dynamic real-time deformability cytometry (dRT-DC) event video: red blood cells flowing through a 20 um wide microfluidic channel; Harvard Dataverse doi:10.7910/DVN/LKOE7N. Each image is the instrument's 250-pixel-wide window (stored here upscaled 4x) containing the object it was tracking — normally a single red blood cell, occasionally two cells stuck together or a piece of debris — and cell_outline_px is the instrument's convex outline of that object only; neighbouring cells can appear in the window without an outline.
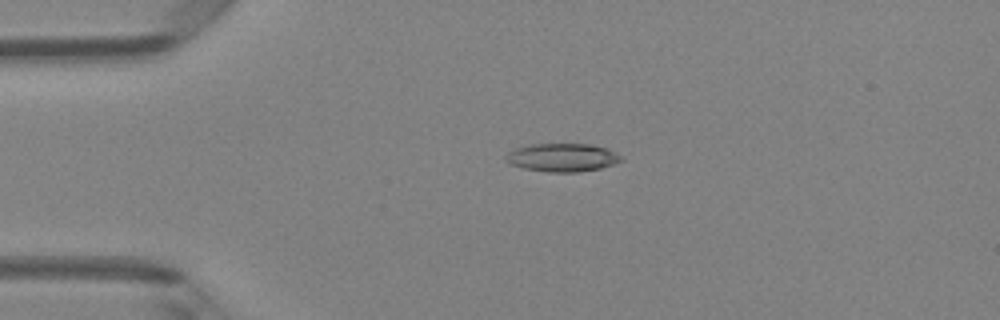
{"species": "Egyptian fruit bat (a non-hibernating species)", "species_latin": "Rousettus aegyptiacus", "temperature_condition": "room temperature", "stored_images_in_passage": 4, "camera_frame_rate_fps": 3000, "um_per_image_px": 0.085, "animal": {"sex": "female"}, "frame": {"image": 1, "passage_image": 3, "time_ms": 0.667, "image_size_px": [1000, 320], "cell_outline_px": [[624, 160], [616, 164], [600, 168], [580, 172], [548, 172], [524, 168], [508, 164], [504, 160], [504, 156], [508, 152], [516, 148], [532, 144], [592, 144], [608, 148], [624, 156]], "centroid_in_image_um": [47.84, 13.39], "position_along_channel_um": 37.2, "area_um2": 19.36}}